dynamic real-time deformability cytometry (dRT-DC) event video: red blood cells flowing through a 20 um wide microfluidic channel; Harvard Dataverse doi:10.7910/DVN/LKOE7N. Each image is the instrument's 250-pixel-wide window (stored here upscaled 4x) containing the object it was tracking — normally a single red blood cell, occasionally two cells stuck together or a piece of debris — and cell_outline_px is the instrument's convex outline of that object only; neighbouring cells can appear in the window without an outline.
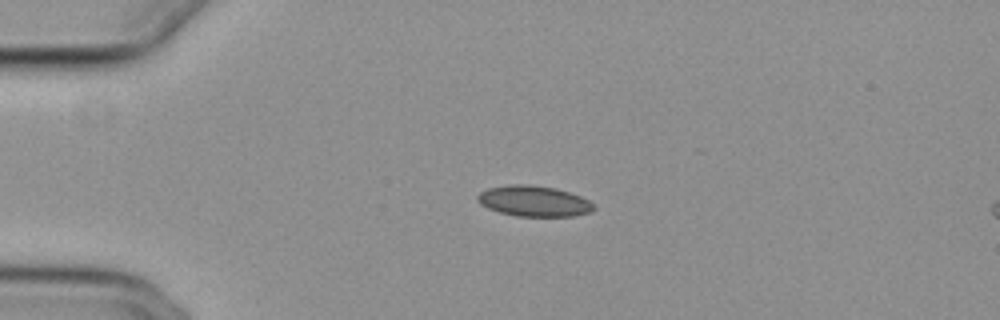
{"species": "common noctule bat (a hibernating species)", "species_latin": "Nyctalus noctula", "temperature_condition": "cold", "stored_images_in_passage": 43, "camera_frame_rate_fps": 3000, "um_per_image_px": 0.085, "animal": {"sex": "female", "body_mass_g": 29.2, "forearm_length_mm": 56.3}, "frame": {"image": 1, "passage_image": 1, "time_ms": 0.0, "image_size_px": [1000, 320], "cell_outline_px": [[596, 208], [592, 212], [576, 216], [516, 216], [500, 212], [488, 208], [480, 204], [476, 200], [476, 196], [480, 192], [488, 188], [508, 184], [528, 184], [556, 188], [580, 196], [588, 200]], "centroid_in_image_um": [45.37, 17.09], "position_along_channel_um": 39.6, "area_um2": 20.92}}
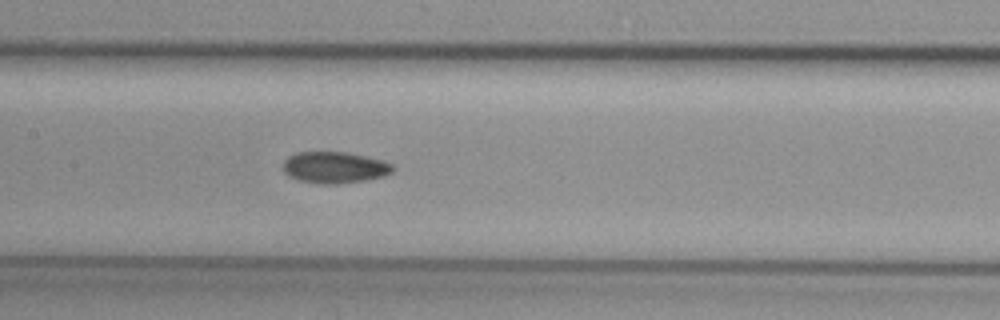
{"frame": {"image": 2, "passage_image": 15, "time_ms": 4.667, "image_size_px": [1000, 320], "cell_outline_px": [[392, 172], [384, 176], [364, 180], [340, 184], [320, 184], [296, 180], [288, 176], [284, 172], [284, 160], [288, 156], [296, 152], [344, 152], [384, 160], [392, 164]], "centroid_in_image_um": [28.41, 14.24], "position_along_channel_um": 179.0, "area_um2": 20.17}}
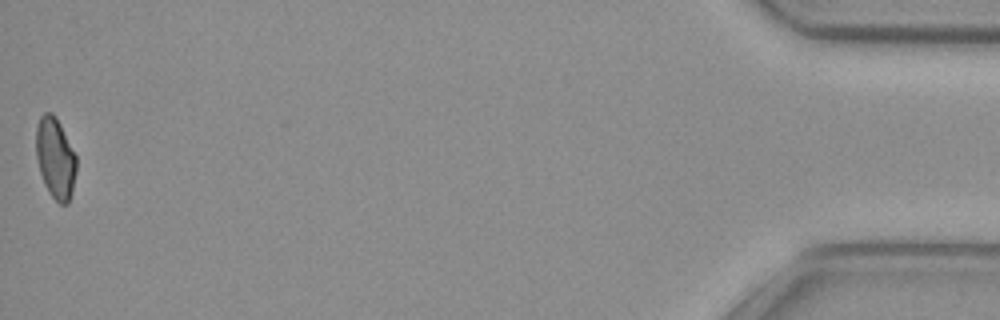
{"frame": {"image": 3, "passage_image": 43, "time_ms": 14.0, "image_size_px": [1000, 320], "cell_outline_px": [[76, 172], [72, 192], [68, 204], [60, 204], [48, 192], [44, 184], [40, 172], [36, 156], [36, 128], [40, 116], [44, 112], [52, 112], [56, 116], [76, 156]], "centroid_in_image_um": [4.7, 13.44], "position_along_channel_um": 430.5, "area_um2": 19.02}, "authors_computed_cell_mechanics": {"area_um2": 19.8832, "velocity_mm_per_s": 3.7427, "shape_relaxation_time_tau1_ms": null, "shape_relaxation_time_tau2_ms": 3.5115, "deformation_change_tau1": null, "deformation_change_tau2": 0.0748}}